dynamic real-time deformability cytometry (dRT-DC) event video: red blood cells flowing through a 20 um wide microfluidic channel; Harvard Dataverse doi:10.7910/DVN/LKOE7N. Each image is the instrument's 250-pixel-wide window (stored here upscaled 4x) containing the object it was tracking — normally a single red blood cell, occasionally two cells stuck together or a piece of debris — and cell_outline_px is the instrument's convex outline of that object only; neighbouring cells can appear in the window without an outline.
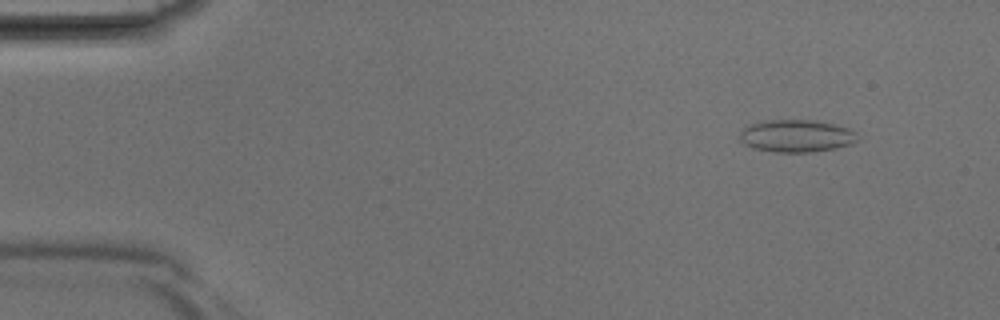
{"species": "Egyptian fruit bat (a non-hibernating species)", "species_latin": "Rousettus aegyptiacus", "temperature_condition": "room temperature", "stored_images_in_passage": 40, "camera_frame_rate_fps": 3000, "um_per_image_px": 0.085, "animal": {"sex": "male"}, "frame": {"image": 1, "passage_image": 4, "time_ms": 1.0, "image_size_px": [1000, 320], "cell_outline_px": [[860, 140], [852, 144], [836, 148], [812, 152], [776, 152], [752, 148], [744, 144], [740, 140], [740, 132], [744, 128], [752, 124], [764, 120], [812, 120], [836, 124], [848, 128], [856, 132]], "centroid_in_image_um": [67.73, 11.56], "position_along_channel_um": 17.3, "area_um2": 22.43}}
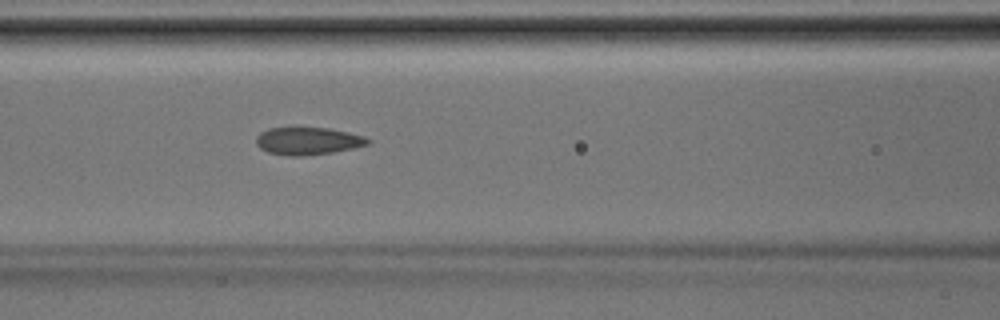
{"frame": {"image": 2, "passage_image": 17, "time_ms": 5.333, "image_size_px": [1000, 320], "cell_outline_px": [[372, 140], [368, 144], [352, 148], [332, 152], [300, 156], [292, 156], [268, 152], [260, 148], [256, 144], [256, 136], [260, 132], [268, 128], [328, 128], [348, 132], [364, 136]], "centroid_in_image_um": [26.16, 11.98], "position_along_channel_um": 140.4, "area_um2": 17.74}}
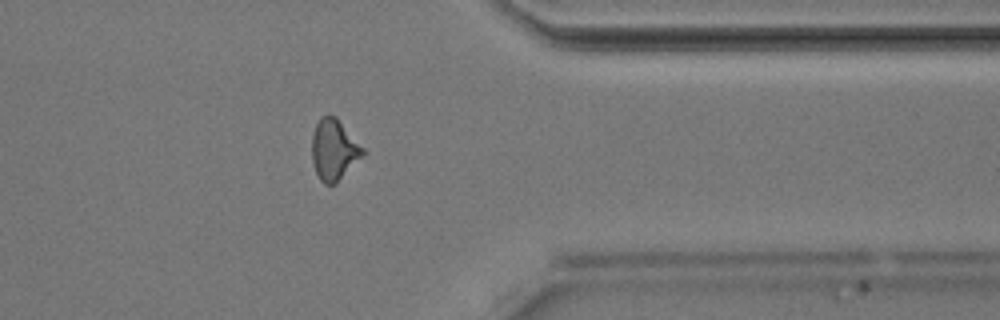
{"frame": {"image": 3, "passage_image": 32, "time_ms": 10.333, "image_size_px": [1000, 320], "cell_outline_px": [[364, 152], [336, 184], [324, 184], [320, 180], [316, 172], [312, 160], [312, 136], [316, 124], [320, 116], [336, 116], [364, 148]], "centroid_in_image_um": [28.36, 12.72], "position_along_channel_um": 383.0, "area_um2": 17.74}}